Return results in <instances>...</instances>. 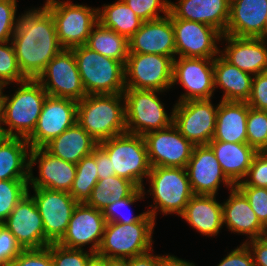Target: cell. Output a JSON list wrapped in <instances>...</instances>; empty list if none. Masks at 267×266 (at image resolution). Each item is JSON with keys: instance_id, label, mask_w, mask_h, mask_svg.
<instances>
[{"instance_id": "6da1fadb", "label": "cell", "mask_w": 267, "mask_h": 266, "mask_svg": "<svg viewBox=\"0 0 267 266\" xmlns=\"http://www.w3.org/2000/svg\"><path fill=\"white\" fill-rule=\"evenodd\" d=\"M11 42L23 75L37 79L46 65L63 49L50 11L43 5L19 15Z\"/></svg>"}, {"instance_id": "7a4b0ae2", "label": "cell", "mask_w": 267, "mask_h": 266, "mask_svg": "<svg viewBox=\"0 0 267 266\" xmlns=\"http://www.w3.org/2000/svg\"><path fill=\"white\" fill-rule=\"evenodd\" d=\"M77 123L98 143L125 133L123 93L85 96L77 103Z\"/></svg>"}, {"instance_id": "3957f363", "label": "cell", "mask_w": 267, "mask_h": 266, "mask_svg": "<svg viewBox=\"0 0 267 266\" xmlns=\"http://www.w3.org/2000/svg\"><path fill=\"white\" fill-rule=\"evenodd\" d=\"M19 84L11 97L4 94L2 132L5 137L27 139L36 128L48 94L36 79H26Z\"/></svg>"}, {"instance_id": "277c9868", "label": "cell", "mask_w": 267, "mask_h": 266, "mask_svg": "<svg viewBox=\"0 0 267 266\" xmlns=\"http://www.w3.org/2000/svg\"><path fill=\"white\" fill-rule=\"evenodd\" d=\"M71 49L87 95L124 92V63L101 55L86 45H79Z\"/></svg>"}, {"instance_id": "5b68a950", "label": "cell", "mask_w": 267, "mask_h": 266, "mask_svg": "<svg viewBox=\"0 0 267 266\" xmlns=\"http://www.w3.org/2000/svg\"><path fill=\"white\" fill-rule=\"evenodd\" d=\"M147 180L150 185L147 192L154 199L147 212L155 221L158 211L166 216L175 213L180 216L194 195L185 168L151 167Z\"/></svg>"}, {"instance_id": "8992f818", "label": "cell", "mask_w": 267, "mask_h": 266, "mask_svg": "<svg viewBox=\"0 0 267 266\" xmlns=\"http://www.w3.org/2000/svg\"><path fill=\"white\" fill-rule=\"evenodd\" d=\"M156 221L147 213L139 222H107L98 254L109 258H132L153 251Z\"/></svg>"}, {"instance_id": "52a82bcc", "label": "cell", "mask_w": 267, "mask_h": 266, "mask_svg": "<svg viewBox=\"0 0 267 266\" xmlns=\"http://www.w3.org/2000/svg\"><path fill=\"white\" fill-rule=\"evenodd\" d=\"M98 145L107 153L115 175L128 179L142 188L151 170L143 136L123 133L106 139Z\"/></svg>"}, {"instance_id": "ba28073f", "label": "cell", "mask_w": 267, "mask_h": 266, "mask_svg": "<svg viewBox=\"0 0 267 266\" xmlns=\"http://www.w3.org/2000/svg\"><path fill=\"white\" fill-rule=\"evenodd\" d=\"M158 93V94H157ZM163 91L125 88L126 132L144 136L146 133L165 129L173 124L172 114H167L158 95Z\"/></svg>"}, {"instance_id": "9c48e42d", "label": "cell", "mask_w": 267, "mask_h": 266, "mask_svg": "<svg viewBox=\"0 0 267 266\" xmlns=\"http://www.w3.org/2000/svg\"><path fill=\"white\" fill-rule=\"evenodd\" d=\"M43 5L54 18L58 41L63 48L86 45L91 30L98 23V7L73 4L69 0H46Z\"/></svg>"}, {"instance_id": "30bf717a", "label": "cell", "mask_w": 267, "mask_h": 266, "mask_svg": "<svg viewBox=\"0 0 267 266\" xmlns=\"http://www.w3.org/2000/svg\"><path fill=\"white\" fill-rule=\"evenodd\" d=\"M173 59L157 54L129 53L125 88L163 91L172 88Z\"/></svg>"}, {"instance_id": "8fae6325", "label": "cell", "mask_w": 267, "mask_h": 266, "mask_svg": "<svg viewBox=\"0 0 267 266\" xmlns=\"http://www.w3.org/2000/svg\"><path fill=\"white\" fill-rule=\"evenodd\" d=\"M173 110V124L194 145H208L213 139L218 104L211 99L177 102Z\"/></svg>"}, {"instance_id": "7c38bea8", "label": "cell", "mask_w": 267, "mask_h": 266, "mask_svg": "<svg viewBox=\"0 0 267 266\" xmlns=\"http://www.w3.org/2000/svg\"><path fill=\"white\" fill-rule=\"evenodd\" d=\"M48 96L80 101L87 96L72 49L63 48L36 79Z\"/></svg>"}, {"instance_id": "4fadbf2b", "label": "cell", "mask_w": 267, "mask_h": 266, "mask_svg": "<svg viewBox=\"0 0 267 266\" xmlns=\"http://www.w3.org/2000/svg\"><path fill=\"white\" fill-rule=\"evenodd\" d=\"M176 56L214 59L220 54L217 43L222 34L215 28L195 21L176 18L171 13Z\"/></svg>"}, {"instance_id": "5bb4252c", "label": "cell", "mask_w": 267, "mask_h": 266, "mask_svg": "<svg viewBox=\"0 0 267 266\" xmlns=\"http://www.w3.org/2000/svg\"><path fill=\"white\" fill-rule=\"evenodd\" d=\"M177 83L185 89L177 102L212 99L215 92L213 59L175 57L172 86Z\"/></svg>"}, {"instance_id": "9a60e30c", "label": "cell", "mask_w": 267, "mask_h": 266, "mask_svg": "<svg viewBox=\"0 0 267 266\" xmlns=\"http://www.w3.org/2000/svg\"><path fill=\"white\" fill-rule=\"evenodd\" d=\"M35 205L43 221L45 238L58 243L65 235L70 218L78 202L64 191L33 188Z\"/></svg>"}, {"instance_id": "2e32d148", "label": "cell", "mask_w": 267, "mask_h": 266, "mask_svg": "<svg viewBox=\"0 0 267 266\" xmlns=\"http://www.w3.org/2000/svg\"><path fill=\"white\" fill-rule=\"evenodd\" d=\"M143 137L151 167L185 168L195 147L174 124L146 133Z\"/></svg>"}, {"instance_id": "e0dca14e", "label": "cell", "mask_w": 267, "mask_h": 266, "mask_svg": "<svg viewBox=\"0 0 267 266\" xmlns=\"http://www.w3.org/2000/svg\"><path fill=\"white\" fill-rule=\"evenodd\" d=\"M77 101L47 96L37 125L27 138L30 148L44 147L77 122Z\"/></svg>"}, {"instance_id": "ac0fdd59", "label": "cell", "mask_w": 267, "mask_h": 266, "mask_svg": "<svg viewBox=\"0 0 267 266\" xmlns=\"http://www.w3.org/2000/svg\"><path fill=\"white\" fill-rule=\"evenodd\" d=\"M38 163L39 174L34 177L33 167ZM76 175V164L49 153L44 147L30 148L28 187L70 192Z\"/></svg>"}, {"instance_id": "d6986e66", "label": "cell", "mask_w": 267, "mask_h": 266, "mask_svg": "<svg viewBox=\"0 0 267 266\" xmlns=\"http://www.w3.org/2000/svg\"><path fill=\"white\" fill-rule=\"evenodd\" d=\"M106 219L103 211L78 203L70 218L67 231L58 242L67 248L84 249L90 245L89 251L97 253L105 231Z\"/></svg>"}, {"instance_id": "ffe728a7", "label": "cell", "mask_w": 267, "mask_h": 266, "mask_svg": "<svg viewBox=\"0 0 267 266\" xmlns=\"http://www.w3.org/2000/svg\"><path fill=\"white\" fill-rule=\"evenodd\" d=\"M29 189L2 224L22 249H40L51 243L45 238L43 221Z\"/></svg>"}, {"instance_id": "44dd1931", "label": "cell", "mask_w": 267, "mask_h": 266, "mask_svg": "<svg viewBox=\"0 0 267 266\" xmlns=\"http://www.w3.org/2000/svg\"><path fill=\"white\" fill-rule=\"evenodd\" d=\"M185 169L194 194L218 195L220 184L228 189L235 186L223 173L209 145H195Z\"/></svg>"}, {"instance_id": "7402d4cb", "label": "cell", "mask_w": 267, "mask_h": 266, "mask_svg": "<svg viewBox=\"0 0 267 266\" xmlns=\"http://www.w3.org/2000/svg\"><path fill=\"white\" fill-rule=\"evenodd\" d=\"M129 53L157 54L176 57L171 12L160 19L144 21L129 39Z\"/></svg>"}, {"instance_id": "603a6c76", "label": "cell", "mask_w": 267, "mask_h": 266, "mask_svg": "<svg viewBox=\"0 0 267 266\" xmlns=\"http://www.w3.org/2000/svg\"><path fill=\"white\" fill-rule=\"evenodd\" d=\"M222 40L227 45L220 54L232 65L253 76L267 71V38L223 34Z\"/></svg>"}, {"instance_id": "cb8c5ba5", "label": "cell", "mask_w": 267, "mask_h": 266, "mask_svg": "<svg viewBox=\"0 0 267 266\" xmlns=\"http://www.w3.org/2000/svg\"><path fill=\"white\" fill-rule=\"evenodd\" d=\"M267 0H234L224 34L235 37L265 38Z\"/></svg>"}, {"instance_id": "d4e9b609", "label": "cell", "mask_w": 267, "mask_h": 266, "mask_svg": "<svg viewBox=\"0 0 267 266\" xmlns=\"http://www.w3.org/2000/svg\"><path fill=\"white\" fill-rule=\"evenodd\" d=\"M229 198L222 203L223 225L238 234L248 235V239L267 236V228L260 222L245 195L234 186Z\"/></svg>"}, {"instance_id": "484cf974", "label": "cell", "mask_w": 267, "mask_h": 266, "mask_svg": "<svg viewBox=\"0 0 267 266\" xmlns=\"http://www.w3.org/2000/svg\"><path fill=\"white\" fill-rule=\"evenodd\" d=\"M169 11L178 19L207 24L225 33L229 14L228 0H178L169 4Z\"/></svg>"}, {"instance_id": "4316f807", "label": "cell", "mask_w": 267, "mask_h": 266, "mask_svg": "<svg viewBox=\"0 0 267 266\" xmlns=\"http://www.w3.org/2000/svg\"><path fill=\"white\" fill-rule=\"evenodd\" d=\"M180 217L208 237L217 236L224 226L222 203L217 202L216 195L194 194Z\"/></svg>"}, {"instance_id": "83f0119b", "label": "cell", "mask_w": 267, "mask_h": 266, "mask_svg": "<svg viewBox=\"0 0 267 266\" xmlns=\"http://www.w3.org/2000/svg\"><path fill=\"white\" fill-rule=\"evenodd\" d=\"M208 145L214 151L223 173L234 185L245 179L253 158L258 153L248 143L210 141Z\"/></svg>"}, {"instance_id": "f1b7e54d", "label": "cell", "mask_w": 267, "mask_h": 266, "mask_svg": "<svg viewBox=\"0 0 267 266\" xmlns=\"http://www.w3.org/2000/svg\"><path fill=\"white\" fill-rule=\"evenodd\" d=\"M214 88L223 89V101L247 102L253 75L241 71L221 54L213 59Z\"/></svg>"}, {"instance_id": "f546056e", "label": "cell", "mask_w": 267, "mask_h": 266, "mask_svg": "<svg viewBox=\"0 0 267 266\" xmlns=\"http://www.w3.org/2000/svg\"><path fill=\"white\" fill-rule=\"evenodd\" d=\"M248 104L246 102L220 100L213 139L231 143H247L246 123Z\"/></svg>"}, {"instance_id": "4dcf8cb0", "label": "cell", "mask_w": 267, "mask_h": 266, "mask_svg": "<svg viewBox=\"0 0 267 266\" xmlns=\"http://www.w3.org/2000/svg\"><path fill=\"white\" fill-rule=\"evenodd\" d=\"M97 145L98 142L76 122L44 148L53 156L77 164L83 157L92 154Z\"/></svg>"}, {"instance_id": "1f68e13d", "label": "cell", "mask_w": 267, "mask_h": 266, "mask_svg": "<svg viewBox=\"0 0 267 266\" xmlns=\"http://www.w3.org/2000/svg\"><path fill=\"white\" fill-rule=\"evenodd\" d=\"M30 145L26 138L0 140V180L29 179Z\"/></svg>"}, {"instance_id": "d6a6232c", "label": "cell", "mask_w": 267, "mask_h": 266, "mask_svg": "<svg viewBox=\"0 0 267 266\" xmlns=\"http://www.w3.org/2000/svg\"><path fill=\"white\" fill-rule=\"evenodd\" d=\"M102 6L103 9L98 7V22L128 40L144 22L123 0Z\"/></svg>"}, {"instance_id": "836d02e7", "label": "cell", "mask_w": 267, "mask_h": 266, "mask_svg": "<svg viewBox=\"0 0 267 266\" xmlns=\"http://www.w3.org/2000/svg\"><path fill=\"white\" fill-rule=\"evenodd\" d=\"M86 46L124 64L129 56V40L99 22L91 30Z\"/></svg>"}, {"instance_id": "e575fe53", "label": "cell", "mask_w": 267, "mask_h": 266, "mask_svg": "<svg viewBox=\"0 0 267 266\" xmlns=\"http://www.w3.org/2000/svg\"><path fill=\"white\" fill-rule=\"evenodd\" d=\"M137 189L138 187L128 179L113 175L98 180L86 204L104 211L109 204L130 197Z\"/></svg>"}, {"instance_id": "d590c367", "label": "cell", "mask_w": 267, "mask_h": 266, "mask_svg": "<svg viewBox=\"0 0 267 266\" xmlns=\"http://www.w3.org/2000/svg\"><path fill=\"white\" fill-rule=\"evenodd\" d=\"M98 182L97 164L93 154L76 164V175L69 194L78 202L86 203Z\"/></svg>"}, {"instance_id": "8d00e7d4", "label": "cell", "mask_w": 267, "mask_h": 266, "mask_svg": "<svg viewBox=\"0 0 267 266\" xmlns=\"http://www.w3.org/2000/svg\"><path fill=\"white\" fill-rule=\"evenodd\" d=\"M29 179L0 180V224L11 214L28 192Z\"/></svg>"}, {"instance_id": "74e56055", "label": "cell", "mask_w": 267, "mask_h": 266, "mask_svg": "<svg viewBox=\"0 0 267 266\" xmlns=\"http://www.w3.org/2000/svg\"><path fill=\"white\" fill-rule=\"evenodd\" d=\"M247 143L258 152L267 151V111L248 106Z\"/></svg>"}, {"instance_id": "f35d334b", "label": "cell", "mask_w": 267, "mask_h": 266, "mask_svg": "<svg viewBox=\"0 0 267 266\" xmlns=\"http://www.w3.org/2000/svg\"><path fill=\"white\" fill-rule=\"evenodd\" d=\"M26 79L19 67L12 42H0V82L4 86L13 82L19 85Z\"/></svg>"}, {"instance_id": "ab89813d", "label": "cell", "mask_w": 267, "mask_h": 266, "mask_svg": "<svg viewBox=\"0 0 267 266\" xmlns=\"http://www.w3.org/2000/svg\"><path fill=\"white\" fill-rule=\"evenodd\" d=\"M145 193V187L143 186L142 188H138L130 197H126L122 200L115 201L112 204H109L103 211V215L106 221L118 222L121 224L139 222L148 213L147 211L136 216H131V214H129L131 212H129L128 214H126L128 216H125L120 210L124 209L125 207L128 208L133 203L144 199Z\"/></svg>"}, {"instance_id": "60d3db41", "label": "cell", "mask_w": 267, "mask_h": 266, "mask_svg": "<svg viewBox=\"0 0 267 266\" xmlns=\"http://www.w3.org/2000/svg\"><path fill=\"white\" fill-rule=\"evenodd\" d=\"M54 266H86L89 257L93 254L84 249L67 248L59 243L48 245Z\"/></svg>"}, {"instance_id": "b9f144b4", "label": "cell", "mask_w": 267, "mask_h": 266, "mask_svg": "<svg viewBox=\"0 0 267 266\" xmlns=\"http://www.w3.org/2000/svg\"><path fill=\"white\" fill-rule=\"evenodd\" d=\"M143 21L160 19L169 14V0H123ZM159 12V13H158ZM163 13L164 15H160Z\"/></svg>"}, {"instance_id": "7bdbcfd3", "label": "cell", "mask_w": 267, "mask_h": 266, "mask_svg": "<svg viewBox=\"0 0 267 266\" xmlns=\"http://www.w3.org/2000/svg\"><path fill=\"white\" fill-rule=\"evenodd\" d=\"M17 0H0V42L11 41L17 28Z\"/></svg>"}, {"instance_id": "ee69618b", "label": "cell", "mask_w": 267, "mask_h": 266, "mask_svg": "<svg viewBox=\"0 0 267 266\" xmlns=\"http://www.w3.org/2000/svg\"><path fill=\"white\" fill-rule=\"evenodd\" d=\"M235 186L267 188V151L258 152L255 155L245 179Z\"/></svg>"}, {"instance_id": "f6af8a7d", "label": "cell", "mask_w": 267, "mask_h": 266, "mask_svg": "<svg viewBox=\"0 0 267 266\" xmlns=\"http://www.w3.org/2000/svg\"><path fill=\"white\" fill-rule=\"evenodd\" d=\"M248 199V202L260 222L267 228V188L236 186Z\"/></svg>"}, {"instance_id": "bcb514c9", "label": "cell", "mask_w": 267, "mask_h": 266, "mask_svg": "<svg viewBox=\"0 0 267 266\" xmlns=\"http://www.w3.org/2000/svg\"><path fill=\"white\" fill-rule=\"evenodd\" d=\"M8 266H54V262L47 246L40 249H23Z\"/></svg>"}, {"instance_id": "7dc6e473", "label": "cell", "mask_w": 267, "mask_h": 266, "mask_svg": "<svg viewBox=\"0 0 267 266\" xmlns=\"http://www.w3.org/2000/svg\"><path fill=\"white\" fill-rule=\"evenodd\" d=\"M22 250L15 236L4 224H0V266H8Z\"/></svg>"}, {"instance_id": "c3c4849f", "label": "cell", "mask_w": 267, "mask_h": 266, "mask_svg": "<svg viewBox=\"0 0 267 266\" xmlns=\"http://www.w3.org/2000/svg\"><path fill=\"white\" fill-rule=\"evenodd\" d=\"M246 103L250 108L267 111V71L253 76L251 93Z\"/></svg>"}, {"instance_id": "681fc988", "label": "cell", "mask_w": 267, "mask_h": 266, "mask_svg": "<svg viewBox=\"0 0 267 266\" xmlns=\"http://www.w3.org/2000/svg\"><path fill=\"white\" fill-rule=\"evenodd\" d=\"M217 266H255L252 253L243 242L239 247L229 252Z\"/></svg>"}, {"instance_id": "f907efd6", "label": "cell", "mask_w": 267, "mask_h": 266, "mask_svg": "<svg viewBox=\"0 0 267 266\" xmlns=\"http://www.w3.org/2000/svg\"><path fill=\"white\" fill-rule=\"evenodd\" d=\"M244 243L250 249L255 266H267V236L256 239H246Z\"/></svg>"}, {"instance_id": "816d5d0a", "label": "cell", "mask_w": 267, "mask_h": 266, "mask_svg": "<svg viewBox=\"0 0 267 266\" xmlns=\"http://www.w3.org/2000/svg\"><path fill=\"white\" fill-rule=\"evenodd\" d=\"M92 154L96 159L98 180L106 179L107 177L115 175L114 169L111 166L110 158L99 145L94 148Z\"/></svg>"}, {"instance_id": "f5cc1de1", "label": "cell", "mask_w": 267, "mask_h": 266, "mask_svg": "<svg viewBox=\"0 0 267 266\" xmlns=\"http://www.w3.org/2000/svg\"><path fill=\"white\" fill-rule=\"evenodd\" d=\"M166 255H153L151 251L129 258V266H160Z\"/></svg>"}, {"instance_id": "db71d44e", "label": "cell", "mask_w": 267, "mask_h": 266, "mask_svg": "<svg viewBox=\"0 0 267 266\" xmlns=\"http://www.w3.org/2000/svg\"><path fill=\"white\" fill-rule=\"evenodd\" d=\"M160 266H195V263L180 259L175 255L166 254L161 260Z\"/></svg>"}, {"instance_id": "11a10c76", "label": "cell", "mask_w": 267, "mask_h": 266, "mask_svg": "<svg viewBox=\"0 0 267 266\" xmlns=\"http://www.w3.org/2000/svg\"><path fill=\"white\" fill-rule=\"evenodd\" d=\"M86 266H106V257L101 256L98 253H93L89 257Z\"/></svg>"}, {"instance_id": "9f6ffc18", "label": "cell", "mask_w": 267, "mask_h": 266, "mask_svg": "<svg viewBox=\"0 0 267 266\" xmlns=\"http://www.w3.org/2000/svg\"><path fill=\"white\" fill-rule=\"evenodd\" d=\"M106 266H129V258L106 257Z\"/></svg>"}, {"instance_id": "6f0895ef", "label": "cell", "mask_w": 267, "mask_h": 266, "mask_svg": "<svg viewBox=\"0 0 267 266\" xmlns=\"http://www.w3.org/2000/svg\"><path fill=\"white\" fill-rule=\"evenodd\" d=\"M4 92L0 94V131H2L4 122Z\"/></svg>"}, {"instance_id": "680465c9", "label": "cell", "mask_w": 267, "mask_h": 266, "mask_svg": "<svg viewBox=\"0 0 267 266\" xmlns=\"http://www.w3.org/2000/svg\"><path fill=\"white\" fill-rule=\"evenodd\" d=\"M265 38H267V16L265 21Z\"/></svg>"}, {"instance_id": "91938a15", "label": "cell", "mask_w": 267, "mask_h": 266, "mask_svg": "<svg viewBox=\"0 0 267 266\" xmlns=\"http://www.w3.org/2000/svg\"><path fill=\"white\" fill-rule=\"evenodd\" d=\"M6 86H4L1 82H0V94L3 92V88H5Z\"/></svg>"}, {"instance_id": "94428289", "label": "cell", "mask_w": 267, "mask_h": 266, "mask_svg": "<svg viewBox=\"0 0 267 266\" xmlns=\"http://www.w3.org/2000/svg\"><path fill=\"white\" fill-rule=\"evenodd\" d=\"M4 137V134L2 131H0V140Z\"/></svg>"}]
</instances>
